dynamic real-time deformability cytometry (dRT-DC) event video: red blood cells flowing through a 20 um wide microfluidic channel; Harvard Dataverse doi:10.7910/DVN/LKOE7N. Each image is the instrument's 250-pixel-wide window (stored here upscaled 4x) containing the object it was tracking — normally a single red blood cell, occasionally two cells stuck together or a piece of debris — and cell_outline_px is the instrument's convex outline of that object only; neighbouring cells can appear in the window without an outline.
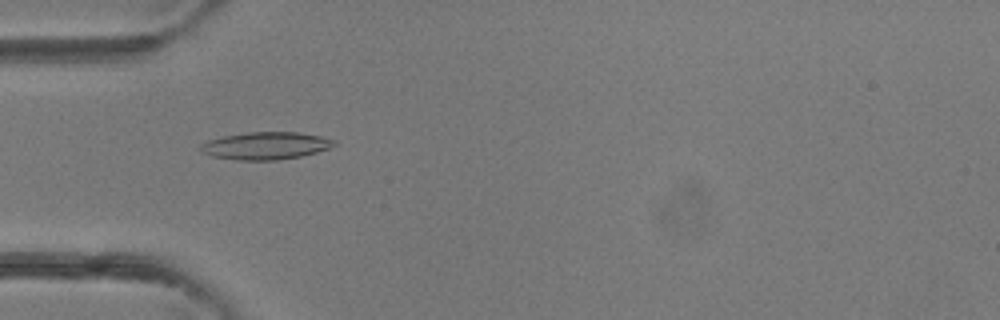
{"species": "common noctule bat (a hibernating species)", "species_latin": "Nyctalus noctula", "temperature_condition": "room temperature", "stored_images_in_passage": 4, "camera_frame_rate_fps": 3000, "um_per_image_px": 0.085, "animal": {"sex": "female"}, "frame": {"image": 1, "passage_image": 4, "time_ms": 3.667, "image_size_px": [1000, 320], "cell_outline_px": [[336, 144], [332, 148], [300, 156], [276, 160], [240, 160], [212, 156], [200, 152], [200, 144], [208, 140], [224, 136], [248, 132], [296, 132], [320, 136], [336, 140]], "centroid_in_image_um": [22.59, 12.38], "position_along_channel_um": 62.4, "area_um2": 21.33}}